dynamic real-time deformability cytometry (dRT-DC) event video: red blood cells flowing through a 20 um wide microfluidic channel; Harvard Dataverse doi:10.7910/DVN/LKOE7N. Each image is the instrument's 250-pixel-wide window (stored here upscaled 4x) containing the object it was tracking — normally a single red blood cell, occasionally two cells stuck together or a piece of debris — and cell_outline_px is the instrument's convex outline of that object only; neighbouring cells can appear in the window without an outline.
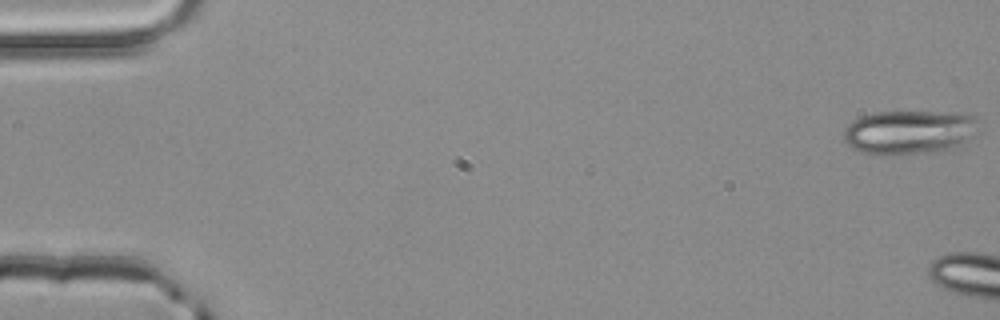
{"species": "common noctule bat (a hibernating species)", "species_latin": "Nyctalus noctula", "temperature_condition": "room temperature", "stored_images_in_passage": 8, "camera_frame_rate_fps": 3000, "um_per_image_px": 0.085, "animal": {"sex": "male", "body_mass_g": 20.4}, "frame": {"image": 1, "passage_image": 1, "time_ms": 0.0, "image_size_px": [1000, 320], "cell_outline_px": [[984, 132], [952, 148], [932, 152], [892, 156], [860, 152], [852, 148], [844, 140], [844, 128], [852, 120], [876, 112], [964, 112], [972, 116]], "centroid_in_image_um": [77.35, 11.24], "position_along_channel_um": 7.7, "area_um2": 35.32}}